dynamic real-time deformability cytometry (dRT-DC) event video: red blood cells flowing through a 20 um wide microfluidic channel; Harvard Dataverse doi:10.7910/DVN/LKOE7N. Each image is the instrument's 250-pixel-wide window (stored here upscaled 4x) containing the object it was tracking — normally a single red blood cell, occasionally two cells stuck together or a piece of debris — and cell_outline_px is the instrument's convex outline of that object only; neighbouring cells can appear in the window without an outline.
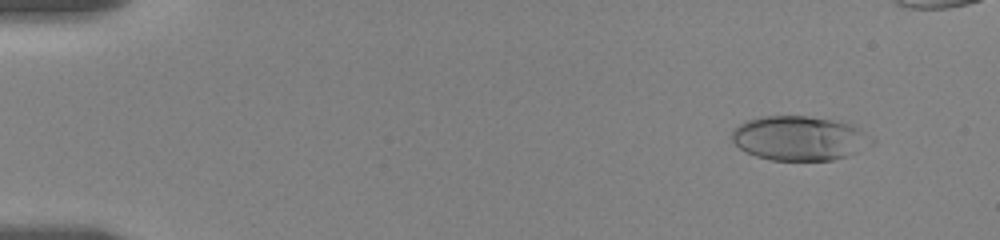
{"species": "human", "species_latin": "Homo sapiens", "temperature_condition": "room temperature", "stored_images_in_passage": 54, "camera_frame_rate_fps": 3000, "um_per_image_px": 0.085, "donor": {"sex": "female"}, "frame": {"image": 1, "passage_image": 6, "time_ms": 1.667, "image_size_px": [1000, 240], "cell_outline_px": [[876, 140], [872, 144], [844, 156], [832, 160], [772, 160], [756, 156], [740, 148], [732, 140], [732, 132], [744, 120], [760, 116], [808, 116], [832, 120], [852, 124], [860, 128], [872, 136]], "centroid_in_image_um": [67.96, 11.73], "position_along_channel_um": 17.0, "area_um2": 36.07}}
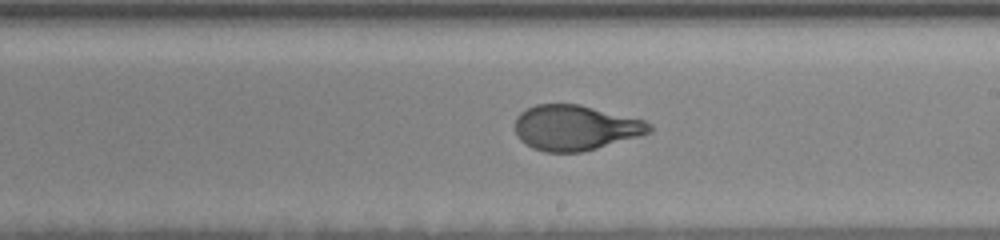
{"frame": {"image": 2, "passage_image": 35, "time_ms": 11.333, "image_size_px": [1000, 240], "cell_outline_px": [[652, 132], [640, 136], [596, 148], [580, 152], [544, 152], [532, 148], [520, 140], [516, 136], [516, 116], [520, 112], [536, 104], [580, 104], [644, 120], [652, 124]], "centroid_in_image_um": [48.9, 10.85], "position_along_channel_um": 240.1, "area_um2": 35.43}}
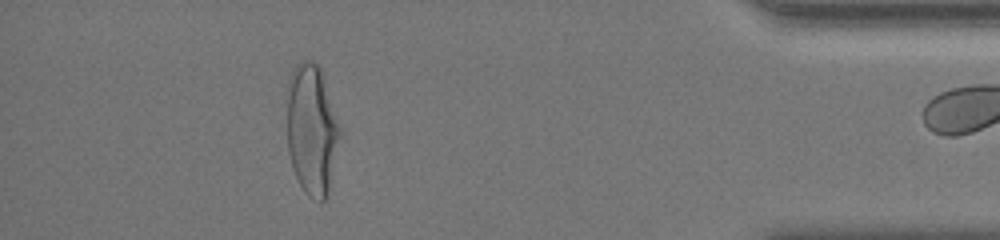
{"frame": {"image": 3, "passage_image": 53, "time_ms": 17.333, "image_size_px": [1000, 240], "cell_outline_px": [[340, 136], [328, 188], [324, 200], [320, 204], [308, 196], [304, 192], [292, 168], [288, 152], [288, 80], [296, 64], [300, 60], [312, 60], [320, 64], [340, 128]], "centroid_in_image_um": [26.49, 10.98], "position_along_channel_um": 408.7, "area_um2": 40.06}}